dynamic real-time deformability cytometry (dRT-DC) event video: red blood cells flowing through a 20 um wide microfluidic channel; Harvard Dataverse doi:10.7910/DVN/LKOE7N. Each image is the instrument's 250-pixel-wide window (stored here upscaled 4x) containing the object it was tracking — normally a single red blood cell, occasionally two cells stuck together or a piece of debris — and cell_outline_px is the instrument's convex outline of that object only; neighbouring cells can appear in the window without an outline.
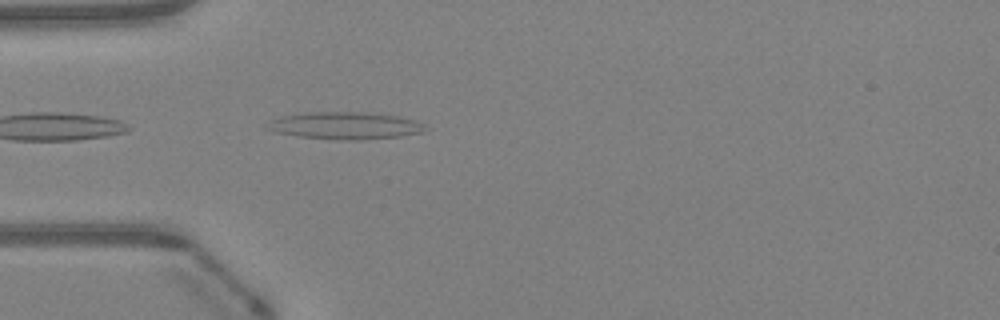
{"species": "Egyptian fruit bat (a non-hibernating species)", "species_latin": "Rousettus aegyptiacus", "temperature_condition": "warm", "stored_images_in_passage": 7, "camera_frame_rate_fps": 3000, "um_per_image_px": 0.085, "animal": {"sex": "female"}, "frame": {"image": 1, "passage_image": 1, "time_ms": 0.0, "image_size_px": [1000, 320], "cell_outline_px": [[432, 128], [424, 132], [400, 136], [360, 140], [336, 140], [296, 136], [276, 132], [264, 128], [272, 120], [284, 116], [308, 112], [360, 112], [396, 116], [412, 120], [424, 124]], "centroid_in_image_um": [29.36, 10.69], "position_along_channel_um": 55.6, "area_um2": 25.03}}
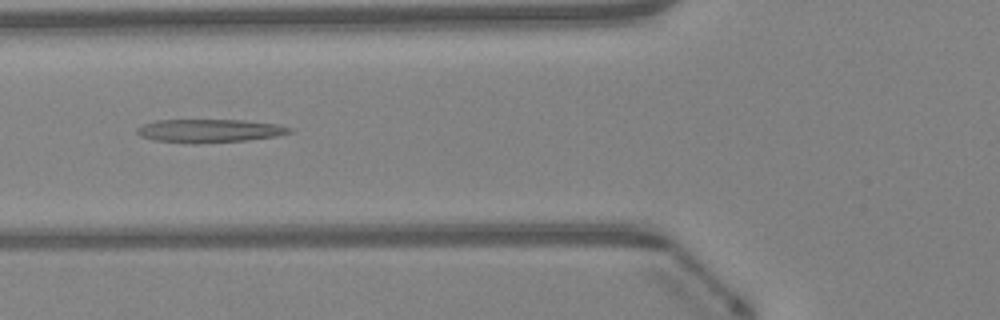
{"frame": {"image": 2, "passage_image": 5, "time_ms": 1.333, "image_size_px": [1000, 320], "cell_outline_px": [[292, 132], [276, 136], [248, 140], [196, 144], [192, 144], [152, 140], [140, 136], [136, 132], [136, 128], [144, 124], [156, 120], [244, 120], [276, 124], [292, 128]], "centroid_in_image_um": [17.77, 11.12], "position_along_channel_um": 108.0, "area_um2": 20.87}}